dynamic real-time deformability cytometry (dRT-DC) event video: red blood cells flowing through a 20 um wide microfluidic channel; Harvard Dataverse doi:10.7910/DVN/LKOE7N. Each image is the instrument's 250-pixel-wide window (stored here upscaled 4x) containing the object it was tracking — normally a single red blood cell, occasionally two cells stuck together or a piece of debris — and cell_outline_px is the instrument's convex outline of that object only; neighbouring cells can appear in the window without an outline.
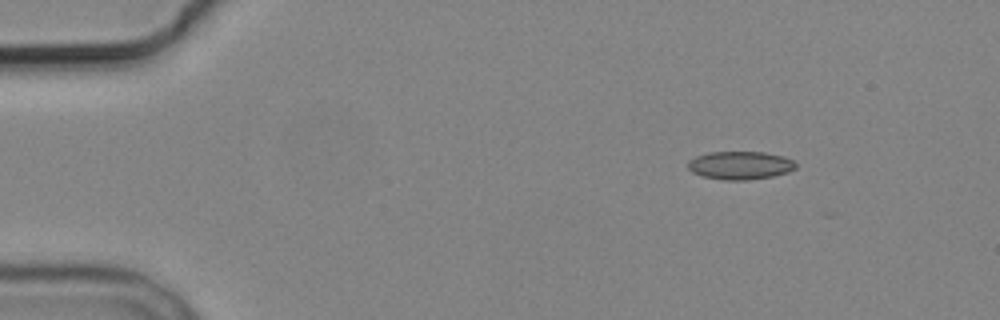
{"species": "common noctule bat (a hibernating species)", "species_latin": "Nyctalus noctula", "temperature_condition": "cold", "stored_images_in_passage": 5, "camera_frame_rate_fps": 3000, "um_per_image_px": 0.085, "animal": {"sex": "male", "body_mass_g": 19.2, "forearm_length_mm": 51.8}, "frame": {"image": 1, "passage_image": 1, "time_ms": 0.0, "image_size_px": [1000, 320], "cell_outline_px": [[796, 168], [788, 172], [772, 176], [748, 180], [724, 180], [704, 176], [692, 172], [688, 168], [688, 160], [696, 156], [712, 152], [764, 152], [784, 156], [792, 160], [796, 164]], "centroid_in_image_um": [62.92, 14.05], "position_along_channel_um": 22.1, "area_um2": 17.63}}